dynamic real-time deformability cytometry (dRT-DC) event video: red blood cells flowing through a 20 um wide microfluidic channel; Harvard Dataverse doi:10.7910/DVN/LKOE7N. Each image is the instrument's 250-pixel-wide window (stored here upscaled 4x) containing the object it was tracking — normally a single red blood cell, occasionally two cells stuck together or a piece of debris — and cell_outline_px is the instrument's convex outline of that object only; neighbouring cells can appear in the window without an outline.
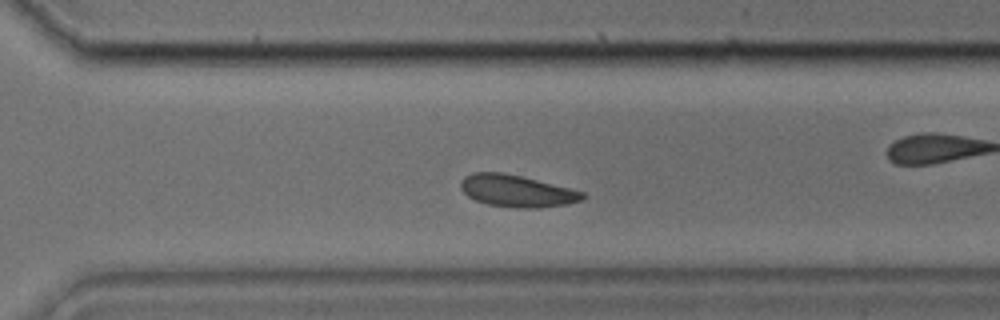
{"species": "common noctule bat (a hibernating species)", "species_latin": "Nyctalus noctula", "temperature_condition": "cold", "stored_images_in_passage": 30, "camera_frame_rate_fps": 3000, "um_per_image_px": 0.085, "animal": {"sex": "male", "body_mass_g": 17.9, "forearm_length_mm": 54.2}, "frame": {"image": 1, "passage_image": 18, "time_ms": 5.667, "image_size_px": [1000, 320], "cell_outline_px": [[588, 196], [580, 200], [568, 204], [540, 208], [516, 208], [488, 204], [476, 200], [468, 196], [460, 188], [460, 180], [464, 176], [472, 172], [504, 172], [584, 192]], "centroid_in_image_um": [43.9, 16.23], "position_along_channel_um": 326.7, "area_um2": 22.66}}